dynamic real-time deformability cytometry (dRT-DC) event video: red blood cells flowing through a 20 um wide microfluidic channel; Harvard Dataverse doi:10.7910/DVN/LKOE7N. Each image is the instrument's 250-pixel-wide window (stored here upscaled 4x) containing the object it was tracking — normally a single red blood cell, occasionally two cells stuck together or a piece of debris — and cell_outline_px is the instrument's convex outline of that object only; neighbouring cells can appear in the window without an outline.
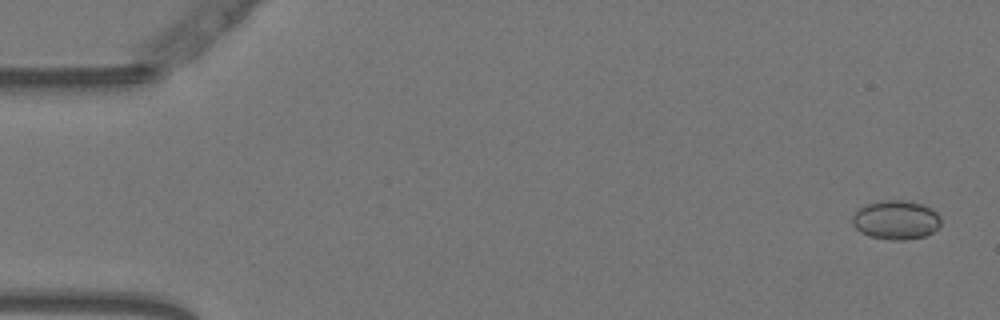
{"species": "Egyptian fruit bat (a non-hibernating species)", "species_latin": "Rousettus aegyptiacus", "temperature_condition": "warm", "stored_images_in_passage": 14, "camera_frame_rate_fps": 3000, "um_per_image_px": 0.085, "animal": {"sex": "female"}, "frame": {"image": 1, "passage_image": 1, "time_ms": 0.0, "image_size_px": [1000, 320], "cell_outline_px": [[940, 224], [932, 232], [924, 236], [904, 240], [892, 240], [868, 236], [860, 232], [852, 224], [852, 216], [860, 208], [868, 204], [880, 200], [908, 200], [924, 204], [932, 208], [940, 216]], "centroid_in_image_um": [76.16, 18.68], "position_along_channel_um": 8.8, "area_um2": 20.23}}